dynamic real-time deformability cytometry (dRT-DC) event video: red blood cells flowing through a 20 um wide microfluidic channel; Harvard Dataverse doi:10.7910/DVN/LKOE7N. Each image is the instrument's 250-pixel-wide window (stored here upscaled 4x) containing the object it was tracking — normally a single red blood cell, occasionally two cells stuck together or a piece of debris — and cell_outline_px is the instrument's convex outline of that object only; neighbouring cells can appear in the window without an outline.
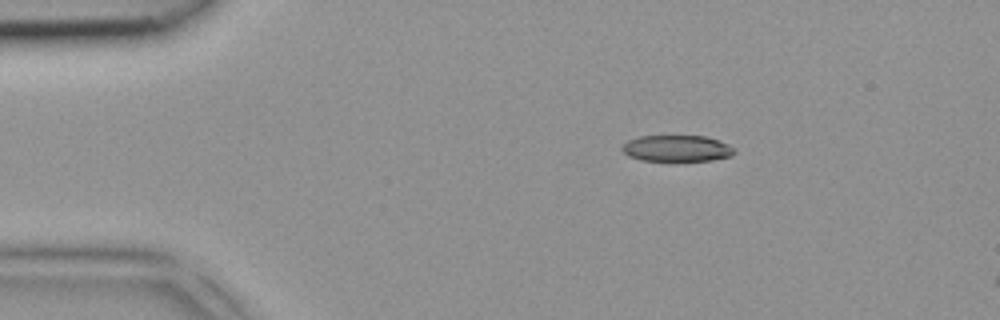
{"species": "common noctule bat (a hibernating species)", "species_latin": "Nyctalus noctula", "temperature_condition": "room temperature", "stored_images_in_passage": 3, "camera_frame_rate_fps": 3000, "um_per_image_px": 0.085, "animal": {"sex": "female", "body_mass_g": 18.4}, "frame": {"image": 1, "passage_image": 1, "time_ms": 0.0, "image_size_px": [1000, 320], "cell_outline_px": [[736, 152], [732, 156], [712, 160], [640, 160], [628, 156], [620, 148], [628, 140], [640, 136], [704, 136], [720, 140], [736, 148]], "centroid_in_image_um": [57.57, 12.6], "position_along_channel_um": 27.4, "area_um2": 17.22}}